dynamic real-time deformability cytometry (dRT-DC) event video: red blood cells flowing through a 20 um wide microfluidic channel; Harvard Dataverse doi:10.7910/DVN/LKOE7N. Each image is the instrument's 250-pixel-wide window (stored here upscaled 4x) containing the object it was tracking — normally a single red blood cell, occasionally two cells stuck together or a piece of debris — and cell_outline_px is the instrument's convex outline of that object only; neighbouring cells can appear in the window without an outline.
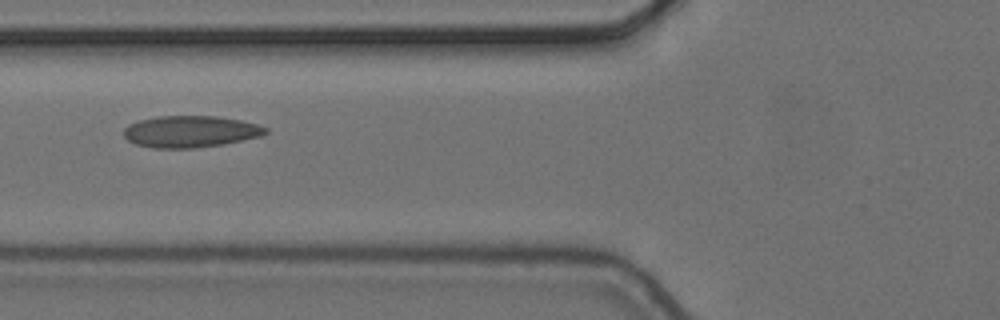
{"species": "common noctule bat (a hibernating species)", "species_latin": "Nyctalus noctula", "temperature_condition": "cold", "stored_images_in_passage": 8, "camera_frame_rate_fps": 3000, "um_per_image_px": 0.085, "animal": {"sex": "female", "body_mass_g": 24.6, "forearm_length_mm": 56.2}, "frame": {"image": 1, "passage_image": 6, "time_ms": 1.667, "image_size_px": [1000, 320], "cell_outline_px": [[268, 132], [260, 136], [224, 144], [196, 148], [152, 148], [136, 144], [128, 140], [124, 136], [124, 128], [128, 124], [140, 120], [156, 116], [216, 116], [240, 120], [256, 124], [268, 128]], "centroid_in_image_um": [16.17, 11.18], "position_along_channel_um": 109.6, "area_um2": 26.18}}
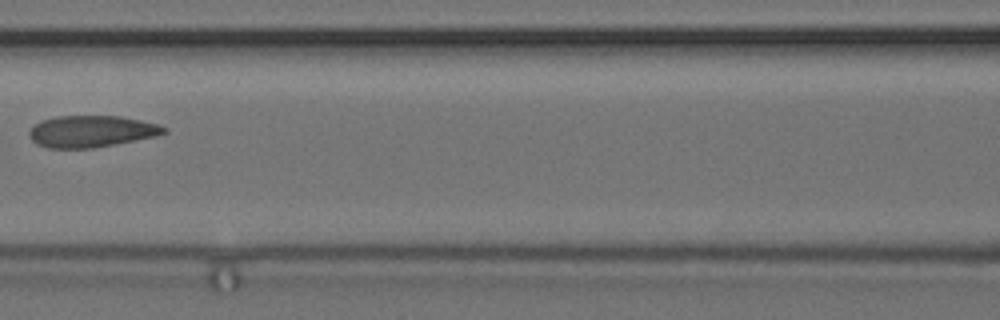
{"frame": {"image": 2, "passage_image": 7, "time_ms": 2.0, "image_size_px": [1000, 320], "cell_outline_px": [[168, 132], [156, 136], [92, 148], [48, 148], [36, 144], [28, 136], [28, 132], [40, 120], [56, 116], [120, 116], [140, 120], [156, 124], [168, 128]], "centroid_in_image_um": [7.74, 11.16], "position_along_channel_um": 158.9, "area_um2": 24.8}}
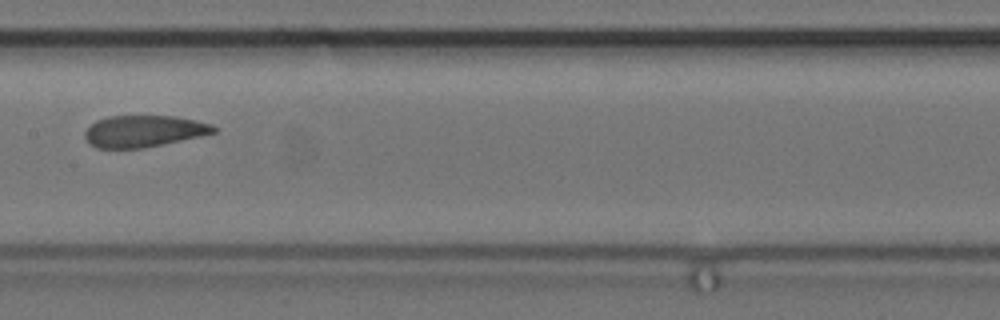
{"frame": {"image": 3, "passage_image": 8, "time_ms": 2.333, "image_size_px": [1000, 320], "cell_outline_px": [[216, 132], [200, 136], [144, 148], [96, 148], [88, 144], [84, 136], [84, 132], [96, 120], [108, 116], [176, 116], [196, 120], [212, 124], [216, 128]], "centroid_in_image_um": [12.2, 11.15], "position_along_channel_um": 195.2, "area_um2": 23.81}}